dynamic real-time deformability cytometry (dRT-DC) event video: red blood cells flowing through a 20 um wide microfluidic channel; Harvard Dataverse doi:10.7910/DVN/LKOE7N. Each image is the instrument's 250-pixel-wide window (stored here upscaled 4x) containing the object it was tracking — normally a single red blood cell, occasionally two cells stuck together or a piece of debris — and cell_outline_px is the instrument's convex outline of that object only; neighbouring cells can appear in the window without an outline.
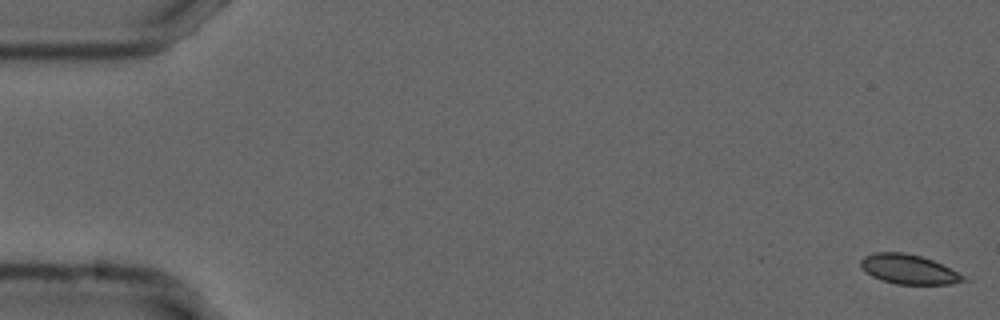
{"species": "common noctule bat (a hibernating species)", "species_latin": "Nyctalus noctula", "temperature_condition": "cold", "stored_images_in_passage": 11, "camera_frame_rate_fps": 3000, "um_per_image_px": 0.085, "animal": {"sex": "male", "forearm_length_mm": 52.5}, "frame": {"image": 1, "passage_image": 1, "time_ms": 0.0, "image_size_px": [1000, 320], "cell_outline_px": [[972, 280], [952, 284], [896, 284], [872, 276], [860, 264], [860, 260], [864, 256], [872, 252], [904, 252], [920, 256], [932, 260]], "centroid_in_image_um": [77.26, 22.89], "position_along_channel_um": 7.7, "area_um2": 17.46}}